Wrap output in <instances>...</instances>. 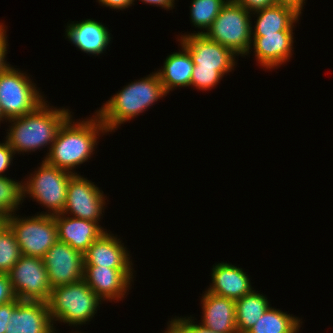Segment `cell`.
Masks as SVG:
<instances>
[{
  "instance_id": "6da1fadb",
  "label": "cell",
  "mask_w": 333,
  "mask_h": 333,
  "mask_svg": "<svg viewBox=\"0 0 333 333\" xmlns=\"http://www.w3.org/2000/svg\"><path fill=\"white\" fill-rule=\"evenodd\" d=\"M100 133H107V130L96 113L86 121L79 119L75 122L71 116L60 128L44 160L49 165L77 174L74 168L94 154Z\"/></svg>"
},
{
  "instance_id": "7a4b0ae2",
  "label": "cell",
  "mask_w": 333,
  "mask_h": 333,
  "mask_svg": "<svg viewBox=\"0 0 333 333\" xmlns=\"http://www.w3.org/2000/svg\"><path fill=\"white\" fill-rule=\"evenodd\" d=\"M46 102L48 101H44L29 114L7 120L11 127L5 141L15 154L35 152L46 146H50V151L60 128L72 116L69 109H57Z\"/></svg>"
},
{
  "instance_id": "3957f363",
  "label": "cell",
  "mask_w": 333,
  "mask_h": 333,
  "mask_svg": "<svg viewBox=\"0 0 333 333\" xmlns=\"http://www.w3.org/2000/svg\"><path fill=\"white\" fill-rule=\"evenodd\" d=\"M166 95L157 72L151 73L126 85L95 113L107 132H112L126 121L139 116Z\"/></svg>"
},
{
  "instance_id": "277c9868",
  "label": "cell",
  "mask_w": 333,
  "mask_h": 333,
  "mask_svg": "<svg viewBox=\"0 0 333 333\" xmlns=\"http://www.w3.org/2000/svg\"><path fill=\"white\" fill-rule=\"evenodd\" d=\"M102 300L84 279L51 290L48 309L52 322L60 321L77 326L91 321Z\"/></svg>"
},
{
  "instance_id": "5b68a950",
  "label": "cell",
  "mask_w": 333,
  "mask_h": 333,
  "mask_svg": "<svg viewBox=\"0 0 333 333\" xmlns=\"http://www.w3.org/2000/svg\"><path fill=\"white\" fill-rule=\"evenodd\" d=\"M252 15L243 6L228 0L204 35L235 55L245 57L252 48Z\"/></svg>"
},
{
  "instance_id": "8992f818",
  "label": "cell",
  "mask_w": 333,
  "mask_h": 333,
  "mask_svg": "<svg viewBox=\"0 0 333 333\" xmlns=\"http://www.w3.org/2000/svg\"><path fill=\"white\" fill-rule=\"evenodd\" d=\"M40 167L23 182V199L31 197L38 204L48 208L47 215H57L64 211L67 188L72 173L49 165L44 159ZM50 211V212H49Z\"/></svg>"
},
{
  "instance_id": "52a82bcc",
  "label": "cell",
  "mask_w": 333,
  "mask_h": 333,
  "mask_svg": "<svg viewBox=\"0 0 333 333\" xmlns=\"http://www.w3.org/2000/svg\"><path fill=\"white\" fill-rule=\"evenodd\" d=\"M28 74L10 66L0 73V106L5 121L33 112L46 99Z\"/></svg>"
},
{
  "instance_id": "ba28073f",
  "label": "cell",
  "mask_w": 333,
  "mask_h": 333,
  "mask_svg": "<svg viewBox=\"0 0 333 333\" xmlns=\"http://www.w3.org/2000/svg\"><path fill=\"white\" fill-rule=\"evenodd\" d=\"M5 222L13 231L22 255L43 258L58 241L57 224L52 215L38 213L21 218L14 213Z\"/></svg>"
},
{
  "instance_id": "9c48e42d",
  "label": "cell",
  "mask_w": 333,
  "mask_h": 333,
  "mask_svg": "<svg viewBox=\"0 0 333 333\" xmlns=\"http://www.w3.org/2000/svg\"><path fill=\"white\" fill-rule=\"evenodd\" d=\"M12 289L20 301L47 303L52 287L43 258L21 255L8 273Z\"/></svg>"
},
{
  "instance_id": "30bf717a",
  "label": "cell",
  "mask_w": 333,
  "mask_h": 333,
  "mask_svg": "<svg viewBox=\"0 0 333 333\" xmlns=\"http://www.w3.org/2000/svg\"><path fill=\"white\" fill-rule=\"evenodd\" d=\"M105 197L93 182L78 173L73 174L69 179L62 214L99 223L105 209Z\"/></svg>"
},
{
  "instance_id": "8fae6325",
  "label": "cell",
  "mask_w": 333,
  "mask_h": 333,
  "mask_svg": "<svg viewBox=\"0 0 333 333\" xmlns=\"http://www.w3.org/2000/svg\"><path fill=\"white\" fill-rule=\"evenodd\" d=\"M191 56L197 70L218 71L223 77L234 70L235 55L227 47L211 41L203 34H185L178 39Z\"/></svg>"
},
{
  "instance_id": "7c38bea8",
  "label": "cell",
  "mask_w": 333,
  "mask_h": 333,
  "mask_svg": "<svg viewBox=\"0 0 333 333\" xmlns=\"http://www.w3.org/2000/svg\"><path fill=\"white\" fill-rule=\"evenodd\" d=\"M48 281L53 288L78 282L84 276V254L59 240L43 257Z\"/></svg>"
},
{
  "instance_id": "4fadbf2b",
  "label": "cell",
  "mask_w": 333,
  "mask_h": 333,
  "mask_svg": "<svg viewBox=\"0 0 333 333\" xmlns=\"http://www.w3.org/2000/svg\"><path fill=\"white\" fill-rule=\"evenodd\" d=\"M133 268L84 266L83 279L102 301L124 298L133 281Z\"/></svg>"
},
{
  "instance_id": "5bb4252c",
  "label": "cell",
  "mask_w": 333,
  "mask_h": 333,
  "mask_svg": "<svg viewBox=\"0 0 333 333\" xmlns=\"http://www.w3.org/2000/svg\"><path fill=\"white\" fill-rule=\"evenodd\" d=\"M48 305L42 301H20L13 309L5 333H57Z\"/></svg>"
},
{
  "instance_id": "9a60e30c",
  "label": "cell",
  "mask_w": 333,
  "mask_h": 333,
  "mask_svg": "<svg viewBox=\"0 0 333 333\" xmlns=\"http://www.w3.org/2000/svg\"><path fill=\"white\" fill-rule=\"evenodd\" d=\"M104 232L84 253V266L133 268L130 254L120 238Z\"/></svg>"
},
{
  "instance_id": "2e32d148",
  "label": "cell",
  "mask_w": 333,
  "mask_h": 333,
  "mask_svg": "<svg viewBox=\"0 0 333 333\" xmlns=\"http://www.w3.org/2000/svg\"><path fill=\"white\" fill-rule=\"evenodd\" d=\"M54 218L57 224L58 240L83 254L106 232V229L95 221L70 217L62 213L54 215Z\"/></svg>"
},
{
  "instance_id": "e0dca14e",
  "label": "cell",
  "mask_w": 333,
  "mask_h": 333,
  "mask_svg": "<svg viewBox=\"0 0 333 333\" xmlns=\"http://www.w3.org/2000/svg\"><path fill=\"white\" fill-rule=\"evenodd\" d=\"M293 36V32H277L265 34L263 37H252L255 50L253 53L259 66L270 70L289 62L293 55Z\"/></svg>"
},
{
  "instance_id": "ac0fdd59",
  "label": "cell",
  "mask_w": 333,
  "mask_h": 333,
  "mask_svg": "<svg viewBox=\"0 0 333 333\" xmlns=\"http://www.w3.org/2000/svg\"><path fill=\"white\" fill-rule=\"evenodd\" d=\"M201 304L202 325L216 333H238L235 300L205 291Z\"/></svg>"
},
{
  "instance_id": "d6986e66",
  "label": "cell",
  "mask_w": 333,
  "mask_h": 333,
  "mask_svg": "<svg viewBox=\"0 0 333 333\" xmlns=\"http://www.w3.org/2000/svg\"><path fill=\"white\" fill-rule=\"evenodd\" d=\"M66 38L81 51L87 54L98 56L106 51L111 43V33L101 22L86 19L82 21H72L65 29Z\"/></svg>"
},
{
  "instance_id": "ffe728a7",
  "label": "cell",
  "mask_w": 333,
  "mask_h": 333,
  "mask_svg": "<svg viewBox=\"0 0 333 333\" xmlns=\"http://www.w3.org/2000/svg\"><path fill=\"white\" fill-rule=\"evenodd\" d=\"M212 283L206 291L238 300L253 291L250 278L243 269L228 263L213 265Z\"/></svg>"
},
{
  "instance_id": "44dd1931",
  "label": "cell",
  "mask_w": 333,
  "mask_h": 333,
  "mask_svg": "<svg viewBox=\"0 0 333 333\" xmlns=\"http://www.w3.org/2000/svg\"><path fill=\"white\" fill-rule=\"evenodd\" d=\"M179 52L166 57L163 68L157 71L166 94L177 87H189L194 63L190 53L182 46Z\"/></svg>"
},
{
  "instance_id": "7402d4cb",
  "label": "cell",
  "mask_w": 333,
  "mask_h": 333,
  "mask_svg": "<svg viewBox=\"0 0 333 333\" xmlns=\"http://www.w3.org/2000/svg\"><path fill=\"white\" fill-rule=\"evenodd\" d=\"M257 21L252 29V37H263L277 32H293L294 23L299 21L300 14L290 7L275 4L253 13Z\"/></svg>"
},
{
  "instance_id": "603a6c76",
  "label": "cell",
  "mask_w": 333,
  "mask_h": 333,
  "mask_svg": "<svg viewBox=\"0 0 333 333\" xmlns=\"http://www.w3.org/2000/svg\"><path fill=\"white\" fill-rule=\"evenodd\" d=\"M268 298L255 292L244 295L235 301L236 327L238 333H246L271 306Z\"/></svg>"
},
{
  "instance_id": "cb8c5ba5",
  "label": "cell",
  "mask_w": 333,
  "mask_h": 333,
  "mask_svg": "<svg viewBox=\"0 0 333 333\" xmlns=\"http://www.w3.org/2000/svg\"><path fill=\"white\" fill-rule=\"evenodd\" d=\"M279 309L269 307L246 333H291L302 321Z\"/></svg>"
},
{
  "instance_id": "d4e9b609",
  "label": "cell",
  "mask_w": 333,
  "mask_h": 333,
  "mask_svg": "<svg viewBox=\"0 0 333 333\" xmlns=\"http://www.w3.org/2000/svg\"><path fill=\"white\" fill-rule=\"evenodd\" d=\"M228 2V0H192L190 6V20L192 24L198 29L203 31H197L191 34H203L207 31L215 18L220 13L222 7ZM205 29V30H204Z\"/></svg>"
},
{
  "instance_id": "484cf974",
  "label": "cell",
  "mask_w": 333,
  "mask_h": 333,
  "mask_svg": "<svg viewBox=\"0 0 333 333\" xmlns=\"http://www.w3.org/2000/svg\"><path fill=\"white\" fill-rule=\"evenodd\" d=\"M23 183L0 176V217L6 219L18 211L23 203Z\"/></svg>"
},
{
  "instance_id": "4316f807",
  "label": "cell",
  "mask_w": 333,
  "mask_h": 333,
  "mask_svg": "<svg viewBox=\"0 0 333 333\" xmlns=\"http://www.w3.org/2000/svg\"><path fill=\"white\" fill-rule=\"evenodd\" d=\"M21 255L13 231L4 222L0 226V273L8 274Z\"/></svg>"
},
{
  "instance_id": "83f0119b",
  "label": "cell",
  "mask_w": 333,
  "mask_h": 333,
  "mask_svg": "<svg viewBox=\"0 0 333 333\" xmlns=\"http://www.w3.org/2000/svg\"><path fill=\"white\" fill-rule=\"evenodd\" d=\"M222 78L223 76L218 71L197 70V66H194L190 86H194L200 91H209L215 88Z\"/></svg>"
},
{
  "instance_id": "f1b7e54d",
  "label": "cell",
  "mask_w": 333,
  "mask_h": 333,
  "mask_svg": "<svg viewBox=\"0 0 333 333\" xmlns=\"http://www.w3.org/2000/svg\"><path fill=\"white\" fill-rule=\"evenodd\" d=\"M168 324L177 332V333H216L211 329H208L201 323L194 322L192 317H177L171 318V321Z\"/></svg>"
},
{
  "instance_id": "f546056e",
  "label": "cell",
  "mask_w": 333,
  "mask_h": 333,
  "mask_svg": "<svg viewBox=\"0 0 333 333\" xmlns=\"http://www.w3.org/2000/svg\"><path fill=\"white\" fill-rule=\"evenodd\" d=\"M15 298L9 275L0 273V305L13 301Z\"/></svg>"
},
{
  "instance_id": "4dcf8cb0",
  "label": "cell",
  "mask_w": 333,
  "mask_h": 333,
  "mask_svg": "<svg viewBox=\"0 0 333 333\" xmlns=\"http://www.w3.org/2000/svg\"><path fill=\"white\" fill-rule=\"evenodd\" d=\"M19 302L20 300L15 298L13 301L0 305V333L6 332L13 309Z\"/></svg>"
},
{
  "instance_id": "1f68e13d",
  "label": "cell",
  "mask_w": 333,
  "mask_h": 333,
  "mask_svg": "<svg viewBox=\"0 0 333 333\" xmlns=\"http://www.w3.org/2000/svg\"><path fill=\"white\" fill-rule=\"evenodd\" d=\"M14 155L15 152L6 141L0 143V176H6L4 172L10 168Z\"/></svg>"
},
{
  "instance_id": "d6a6232c",
  "label": "cell",
  "mask_w": 333,
  "mask_h": 333,
  "mask_svg": "<svg viewBox=\"0 0 333 333\" xmlns=\"http://www.w3.org/2000/svg\"><path fill=\"white\" fill-rule=\"evenodd\" d=\"M243 6L249 13L262 10L276 4V0H233Z\"/></svg>"
},
{
  "instance_id": "836d02e7",
  "label": "cell",
  "mask_w": 333,
  "mask_h": 333,
  "mask_svg": "<svg viewBox=\"0 0 333 333\" xmlns=\"http://www.w3.org/2000/svg\"><path fill=\"white\" fill-rule=\"evenodd\" d=\"M3 23H0V73L7 70L11 65L6 62V54L8 53V41L6 35V29Z\"/></svg>"
},
{
  "instance_id": "e575fe53",
  "label": "cell",
  "mask_w": 333,
  "mask_h": 333,
  "mask_svg": "<svg viewBox=\"0 0 333 333\" xmlns=\"http://www.w3.org/2000/svg\"><path fill=\"white\" fill-rule=\"evenodd\" d=\"M98 2L99 4H102V6H106L114 10H123L134 4V0H98Z\"/></svg>"
},
{
  "instance_id": "d590c367",
  "label": "cell",
  "mask_w": 333,
  "mask_h": 333,
  "mask_svg": "<svg viewBox=\"0 0 333 333\" xmlns=\"http://www.w3.org/2000/svg\"><path fill=\"white\" fill-rule=\"evenodd\" d=\"M305 0H276V4L287 6L295 10L298 14H302L303 5Z\"/></svg>"
},
{
  "instance_id": "8d00e7d4",
  "label": "cell",
  "mask_w": 333,
  "mask_h": 333,
  "mask_svg": "<svg viewBox=\"0 0 333 333\" xmlns=\"http://www.w3.org/2000/svg\"><path fill=\"white\" fill-rule=\"evenodd\" d=\"M139 1H142L143 3L145 2V4L147 3L149 5H156L157 7L159 6L166 10H171L175 7L174 6L175 0H139Z\"/></svg>"
},
{
  "instance_id": "74e56055",
  "label": "cell",
  "mask_w": 333,
  "mask_h": 333,
  "mask_svg": "<svg viewBox=\"0 0 333 333\" xmlns=\"http://www.w3.org/2000/svg\"><path fill=\"white\" fill-rule=\"evenodd\" d=\"M167 326V330L164 333H177L169 324Z\"/></svg>"
},
{
  "instance_id": "f35d334b",
  "label": "cell",
  "mask_w": 333,
  "mask_h": 333,
  "mask_svg": "<svg viewBox=\"0 0 333 333\" xmlns=\"http://www.w3.org/2000/svg\"><path fill=\"white\" fill-rule=\"evenodd\" d=\"M4 116H3V114H2V109H1V106H0V122L2 121H4Z\"/></svg>"
},
{
  "instance_id": "ab89813d",
  "label": "cell",
  "mask_w": 333,
  "mask_h": 333,
  "mask_svg": "<svg viewBox=\"0 0 333 333\" xmlns=\"http://www.w3.org/2000/svg\"><path fill=\"white\" fill-rule=\"evenodd\" d=\"M300 327H301V324L295 329V330H293L291 333H298L299 332V329H300Z\"/></svg>"
},
{
  "instance_id": "60d3db41",
  "label": "cell",
  "mask_w": 333,
  "mask_h": 333,
  "mask_svg": "<svg viewBox=\"0 0 333 333\" xmlns=\"http://www.w3.org/2000/svg\"><path fill=\"white\" fill-rule=\"evenodd\" d=\"M5 222V219L0 217V226Z\"/></svg>"
}]
</instances>
